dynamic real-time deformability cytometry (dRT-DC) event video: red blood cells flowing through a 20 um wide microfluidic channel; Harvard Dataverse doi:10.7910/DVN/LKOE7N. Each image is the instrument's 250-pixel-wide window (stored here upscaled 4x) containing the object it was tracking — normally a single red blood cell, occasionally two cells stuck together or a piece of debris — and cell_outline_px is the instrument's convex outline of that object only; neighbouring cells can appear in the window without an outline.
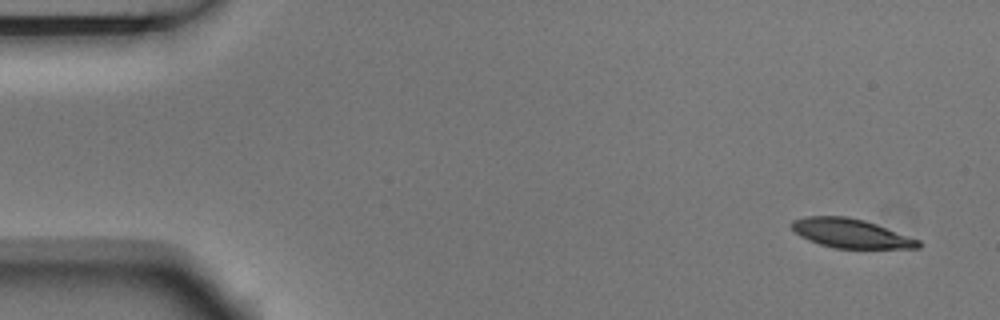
{"species": "Egyptian fruit bat (a non-hibernating species)", "species_latin": "Rousettus aegyptiacus", "temperature_condition": "room temperature", "stored_images_in_passage": 3, "camera_frame_rate_fps": 3000, "um_per_image_px": 0.085, "animal": {"sex": "male"}, "frame": {"image": 1, "passage_image": 1, "time_ms": 0.0, "image_size_px": [1000, 320], "cell_outline_px": [[920, 248], [836, 248], [820, 244], [808, 240], [800, 236], [792, 228], [792, 220], [808, 216], [848, 216], [864, 220], [876, 224], [920, 240]], "centroid_in_image_um": [72.31, 19.83], "position_along_channel_um": 12.7, "area_um2": 21.27}}
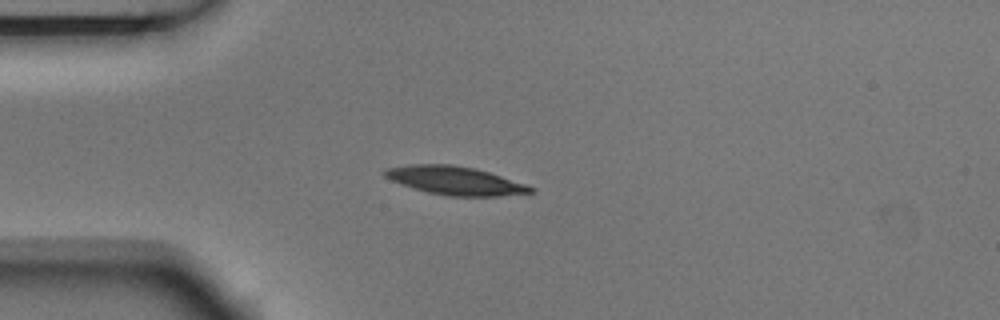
{"frame": {"image": 2, "passage_image": 3, "time_ms": 0.667, "image_size_px": [1000, 320], "cell_outline_px": [[536, 192], [500, 196], [448, 196], [428, 192], [400, 184], [384, 176], [380, 172], [384, 168], [408, 164], [452, 164], [476, 168], [536, 188]], "centroid_in_image_um": [38.64, 15.34], "position_along_channel_um": 46.4, "area_um2": 24.22}}